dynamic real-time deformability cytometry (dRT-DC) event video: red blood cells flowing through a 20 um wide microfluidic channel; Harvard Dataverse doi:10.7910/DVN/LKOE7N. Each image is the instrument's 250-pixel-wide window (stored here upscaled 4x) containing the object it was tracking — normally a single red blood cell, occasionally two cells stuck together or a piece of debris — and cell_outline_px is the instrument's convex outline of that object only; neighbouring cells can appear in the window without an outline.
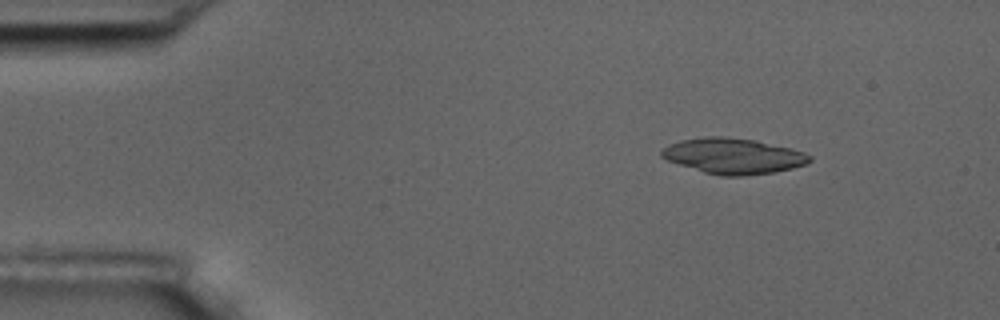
{"species": "common noctule bat (a hibernating species)", "species_latin": "Nyctalus noctula", "temperature_condition": "room temperature", "stored_images_in_passage": 3, "camera_frame_rate_fps": 3000, "um_per_image_px": 0.085, "animal": {"sex": "male", "body_mass_g": 17.5, "forearm_length_mm": 52.3}, "frame": {"image": 1, "passage_image": 1, "time_ms": 0.0, "image_size_px": [1000, 320], "cell_outline_px": [[812, 160], [804, 164], [792, 168], [772, 172], [744, 176], [720, 176], [704, 172], [668, 160], [660, 156], [660, 148], [668, 144], [680, 140], [708, 136], [720, 136], [756, 140], [804, 152], [812, 156]], "centroid_in_image_um": [62.29, 13.25], "position_along_channel_um": 22.7, "area_um2": 30.58}}